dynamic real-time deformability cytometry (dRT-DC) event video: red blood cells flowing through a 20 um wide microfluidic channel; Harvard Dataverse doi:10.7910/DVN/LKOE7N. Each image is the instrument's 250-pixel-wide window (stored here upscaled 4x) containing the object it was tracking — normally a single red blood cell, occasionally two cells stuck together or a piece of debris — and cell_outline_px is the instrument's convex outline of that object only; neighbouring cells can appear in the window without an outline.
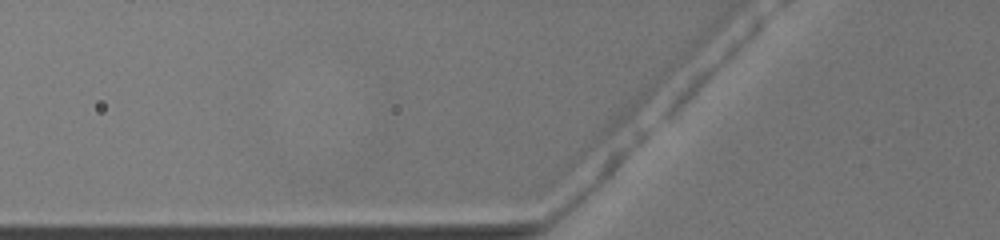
{"species": "common noctule bat (a hibernating species)", "species_latin": "Nyctalus noctula", "temperature_condition": "warm", "stored_images_in_passage": 4, "camera_frame_rate_fps": 3000, "um_per_image_px": 0.085, "animal": {"sex": "female", "body_mass_g": 19.5, "forearm_length_mm": 54.1}, "frame": {"image": 1, "passage_image": 2, "time_ms": 0.333, "image_size_px": [1000, 240], "cell_outline_px": [[484, 156], [472, 160], [360, 160], [348, 156], [380, 144], [476, 148]], "centroid_in_image_um": [35.44, 13.02], "position_along_channel_um": 90.4, "area_um2": 12.14}}